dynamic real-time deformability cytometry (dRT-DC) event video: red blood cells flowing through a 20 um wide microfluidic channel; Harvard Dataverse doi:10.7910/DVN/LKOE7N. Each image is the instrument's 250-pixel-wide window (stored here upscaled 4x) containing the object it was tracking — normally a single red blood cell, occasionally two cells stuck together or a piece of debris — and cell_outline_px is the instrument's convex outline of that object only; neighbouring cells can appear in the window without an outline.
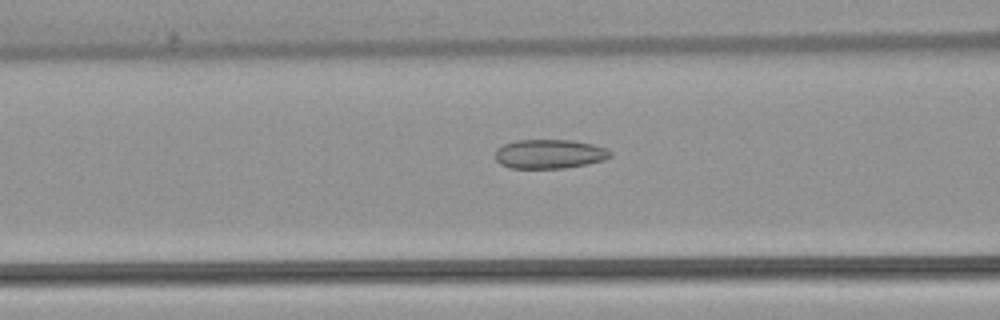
{"species": "common noctule bat (a hibernating species)", "species_latin": "Nyctalus noctula", "temperature_condition": "warm", "stored_images_in_passage": 44, "camera_frame_rate_fps": 3000, "um_per_image_px": 0.085, "animal": {"sex": "female", "body_mass_g": 22.7, "forearm_length_mm": 54.2}, "frame": {"image": 1, "passage_image": 13, "time_ms": 4.0, "image_size_px": [1000, 320], "cell_outline_px": [[612, 156], [604, 160], [588, 164], [564, 168], [512, 168], [500, 164], [496, 160], [496, 148], [504, 144], [516, 140], [572, 140], [592, 144], [604, 148], [612, 152]], "centroid_in_image_um": [46.71, 13.09], "position_along_channel_um": 119.9, "area_um2": 19.59}}
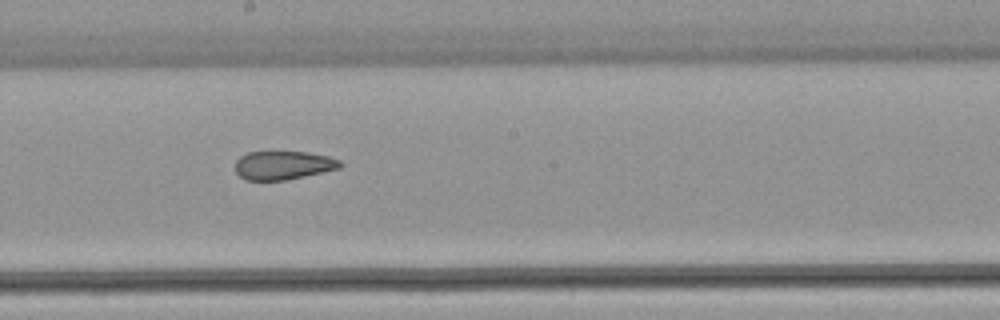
{"frame": {"image": 2, "passage_image": 21, "time_ms": 6.667, "image_size_px": [1000, 320], "cell_outline_px": [[344, 164], [340, 168], [304, 176], [284, 180], [244, 180], [236, 172], [236, 160], [240, 156], [248, 152], [308, 152], [328, 156], [340, 160]], "centroid_in_image_um": [24.08, 14.04], "position_along_channel_um": 224.1, "area_um2": 17.46}}
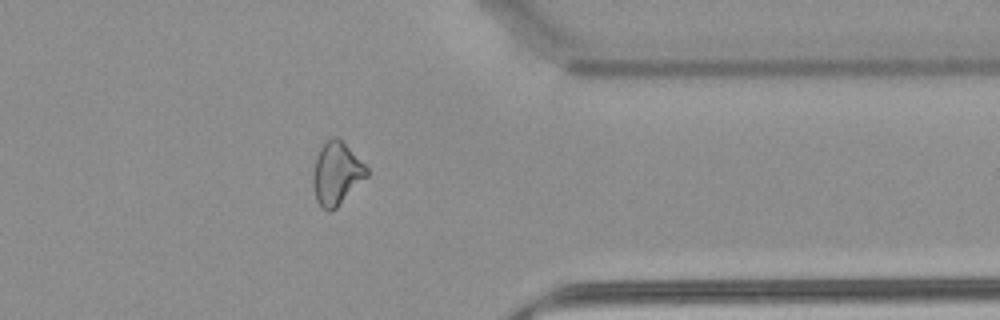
{"frame": {"image": 3, "passage_image": 34, "time_ms": 11.0, "image_size_px": [1000, 320], "cell_outline_px": [[368, 176], [336, 208], [328, 212], [316, 200], [312, 176], [316, 156], [320, 148], [332, 136], [336, 136], [368, 168]], "centroid_in_image_um": [28.6, 14.76], "position_along_channel_um": 382.8, "area_um2": 19.25}, "authors_computed_cell_mechanics": {"area_um2": 19.7098, "velocity_mm_per_s": 3.9079, "shape_relaxation_time_tau1_ms": null, "shape_relaxation_time_tau2_ms": 1.9775, "deformation_change_tau1": null, "deformation_change_tau2": 0.0818}}